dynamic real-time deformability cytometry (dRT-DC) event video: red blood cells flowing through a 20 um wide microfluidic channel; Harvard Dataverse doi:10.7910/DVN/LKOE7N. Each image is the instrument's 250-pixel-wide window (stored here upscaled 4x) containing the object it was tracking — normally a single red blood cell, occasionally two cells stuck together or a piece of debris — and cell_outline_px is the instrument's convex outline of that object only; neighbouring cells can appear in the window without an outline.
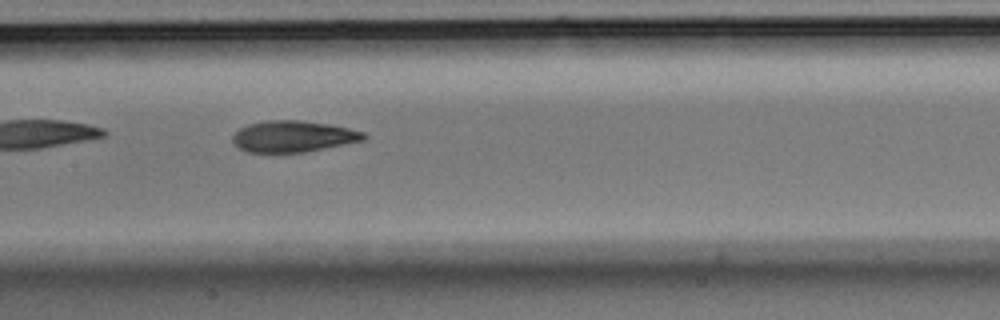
{"species": "Egyptian fruit bat (a non-hibernating species)", "species_latin": "Rousettus aegyptiacus", "temperature_condition": "room temperature", "stored_images_in_passage": 34, "camera_frame_rate_fps": 3000, "um_per_image_px": 0.085, "animal": {"sex": "male"}, "frame": {"image": 1, "passage_image": 10, "time_ms": 3.0, "image_size_px": [1000, 320], "cell_outline_px": [[368, 136], [364, 140], [304, 152], [248, 152], [240, 148], [232, 140], [232, 136], [240, 128], [248, 124], [268, 120], [300, 120], [328, 124], [348, 128], [364, 132]], "centroid_in_image_um": [24.92, 11.58], "position_along_channel_um": 182.5, "area_um2": 23.7}}